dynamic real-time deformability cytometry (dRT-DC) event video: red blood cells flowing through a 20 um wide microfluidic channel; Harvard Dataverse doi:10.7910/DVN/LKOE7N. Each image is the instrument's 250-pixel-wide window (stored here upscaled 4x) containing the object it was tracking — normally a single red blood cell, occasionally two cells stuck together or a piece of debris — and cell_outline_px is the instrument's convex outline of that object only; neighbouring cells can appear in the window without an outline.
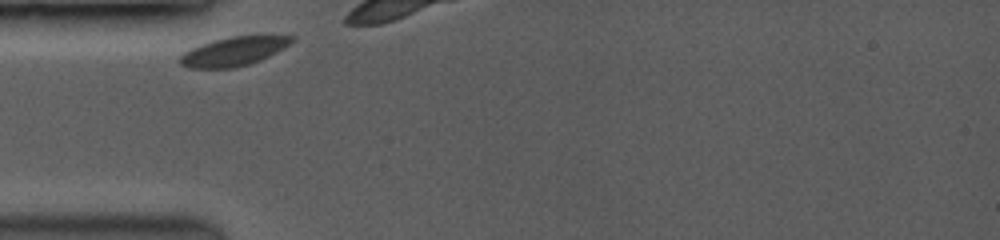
{"species": "common noctule bat (a hibernating species)", "species_latin": "Nyctalus noctula", "temperature_condition": "room temperature", "stored_images_in_passage": 21, "camera_frame_rate_fps": 3500, "um_per_image_px": 0.085, "animal": {"sex": "female", "body_mass_g": 19.0, "forearm_length_mm": 53.3}, "frame": {"image": 1, "passage_image": 1, "time_ms": 0.0, "image_size_px": [1000, 240], "cell_outline_px": [[296, 40], [284, 48], [260, 60], [248, 64], [232, 68], [188, 68], [180, 64], [176, 60], [184, 52], [192, 48], [216, 40], [232, 36], [296, 36]], "centroid_in_image_um": [19.85, 4.38], "position_along_channel_um": 65.1, "area_um2": 18.61}}